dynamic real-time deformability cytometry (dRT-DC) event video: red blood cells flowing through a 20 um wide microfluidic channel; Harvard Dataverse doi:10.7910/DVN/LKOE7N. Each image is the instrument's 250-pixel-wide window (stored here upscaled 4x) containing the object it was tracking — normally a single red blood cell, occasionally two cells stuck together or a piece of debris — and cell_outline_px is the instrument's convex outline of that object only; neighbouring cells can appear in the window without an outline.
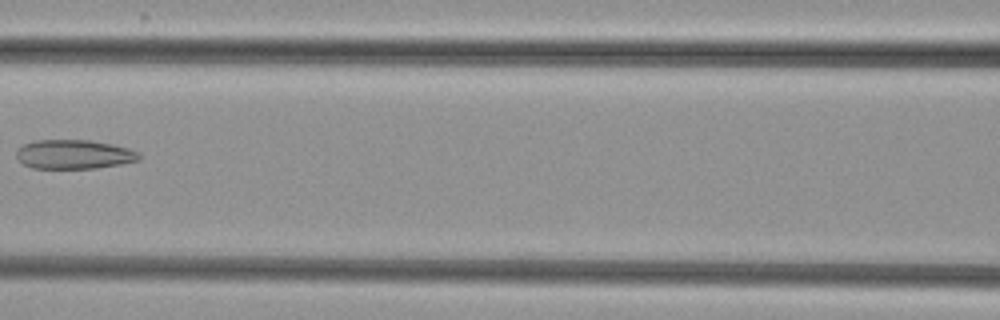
{"species": "common noctule bat (a hibernating species)", "species_latin": "Nyctalus noctula", "temperature_condition": "cold", "stored_images_in_passage": 3, "camera_frame_rate_fps": 3000, "um_per_image_px": 0.085, "animal": {"sex": "female", "body_mass_g": 29.2, "forearm_length_mm": 56.3}, "frame": {"image": 1, "passage_image": 3, "time_ms": 2.667, "image_size_px": [1000, 320], "cell_outline_px": [[140, 160], [120, 164], [96, 168], [32, 168], [24, 164], [16, 156], [16, 148], [24, 144], [36, 140], [88, 140], [112, 144], [128, 148], [140, 152]], "centroid_in_image_um": [6.29, 13.11], "position_along_channel_um": 160.3, "area_um2": 20.87}}